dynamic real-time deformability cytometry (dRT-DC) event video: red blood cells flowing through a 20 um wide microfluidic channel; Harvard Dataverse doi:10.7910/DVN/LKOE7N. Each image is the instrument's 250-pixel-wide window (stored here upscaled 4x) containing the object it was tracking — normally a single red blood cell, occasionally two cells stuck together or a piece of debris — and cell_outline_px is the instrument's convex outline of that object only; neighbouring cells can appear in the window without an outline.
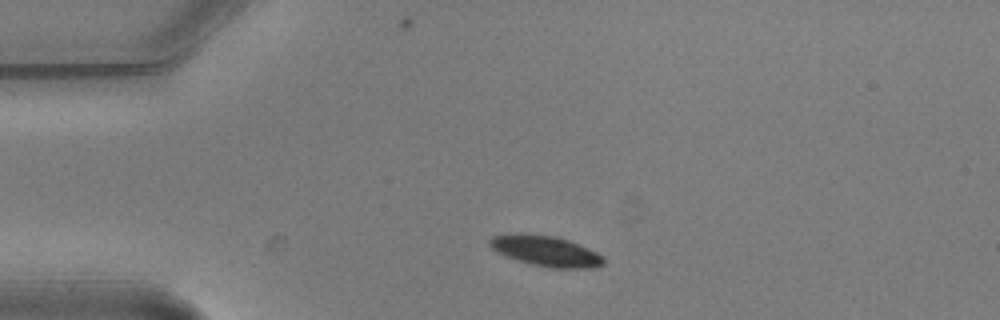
{"species": "common noctule bat (a hibernating species)", "species_latin": "Nyctalus noctula", "temperature_condition": "warm", "stored_images_in_passage": 2, "camera_frame_rate_fps": 3000, "um_per_image_px": 0.085, "animal": {"sex": "male", "body_mass_g": 20.5, "forearm_length_mm": 52.5}, "frame": {"image": 1, "passage_image": 1, "time_ms": 0.0, "image_size_px": [1000, 320], "cell_outline_px": [[604, 264], [592, 268], [552, 268], [532, 264], [516, 260], [492, 248], [488, 244], [488, 240], [492, 236], [520, 232], [524, 232], [556, 236], [568, 240], [596, 252], [604, 256]], "centroid_in_image_um": [46.38, 21.31], "position_along_channel_um": 38.6, "area_um2": 20.29}}